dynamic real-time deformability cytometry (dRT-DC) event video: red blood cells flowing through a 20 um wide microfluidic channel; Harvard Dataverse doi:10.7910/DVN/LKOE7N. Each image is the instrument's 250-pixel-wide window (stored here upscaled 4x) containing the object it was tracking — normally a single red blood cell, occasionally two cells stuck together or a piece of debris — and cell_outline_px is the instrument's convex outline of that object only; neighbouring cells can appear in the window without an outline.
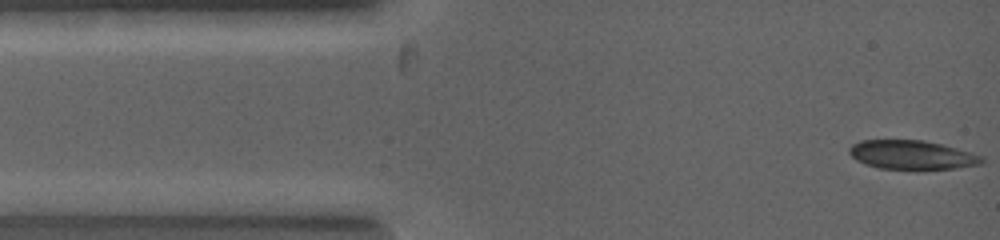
{"species": "common noctule bat (a hibernating species)", "species_latin": "Nyctalus noctula", "temperature_condition": "warm", "stored_images_in_passage": 14, "camera_frame_rate_fps": 5000, "um_per_image_px": 0.085, "animal": {"sex": "female", "body_mass_g": 19.0, "forearm_length_mm": 53.3}, "frame": {"image": 1, "passage_image": 1, "time_ms": 0.0, "image_size_px": [1000, 240], "cell_outline_px": [[984, 160], [980, 164], [956, 168], [876, 168], [864, 164], [856, 160], [848, 152], [848, 148], [852, 144], [860, 140], [924, 140], [944, 144], [972, 152], [980, 156]], "centroid_in_image_um": [77.48, 13.14], "position_along_channel_um": 7.5, "area_um2": 22.25}}
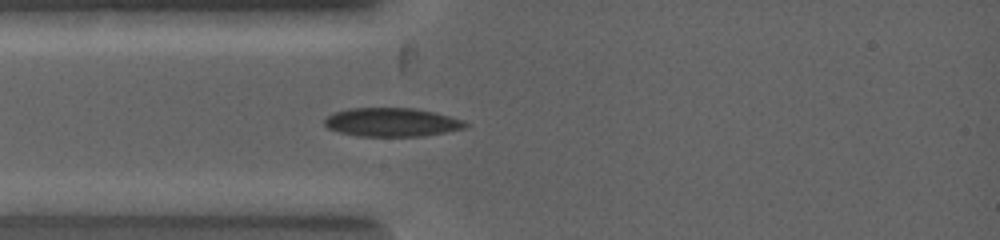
{"frame": {"image": 2, "passage_image": 7, "time_ms": 1.8, "image_size_px": [1000, 240], "cell_outline_px": [[468, 128], [424, 136], [356, 136], [340, 132], [328, 128], [324, 124], [324, 116], [332, 112], [348, 108], [412, 108], [432, 112], [464, 120], [468, 124]], "centroid_in_image_um": [33.27, 10.39], "position_along_channel_um": 51.7, "area_um2": 23.7}}